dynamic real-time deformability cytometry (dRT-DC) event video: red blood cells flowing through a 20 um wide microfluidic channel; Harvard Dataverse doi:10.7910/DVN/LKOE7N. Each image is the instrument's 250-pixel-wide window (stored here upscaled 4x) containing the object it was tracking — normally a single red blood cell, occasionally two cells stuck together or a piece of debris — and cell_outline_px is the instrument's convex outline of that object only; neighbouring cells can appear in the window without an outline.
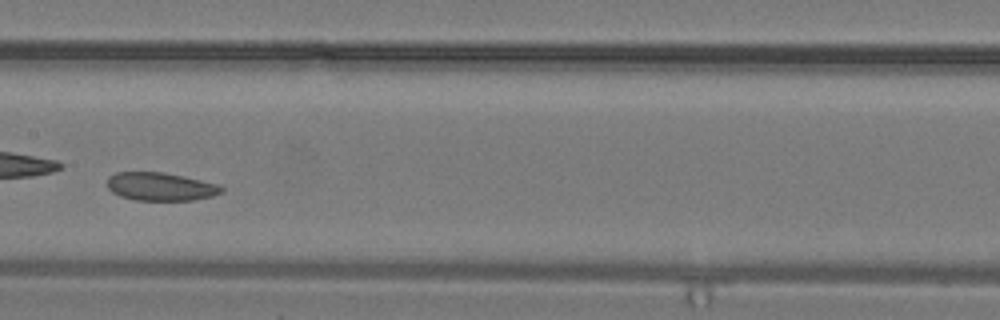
{"species": "common noctule bat (a hibernating species)", "species_latin": "Nyctalus noctula", "temperature_condition": "warm", "stored_images_in_passage": 24, "camera_frame_rate_fps": 3000, "um_per_image_px": 0.085, "animal": {"sex": "male", "body_mass_g": 19.2, "forearm_length_mm": 51.8}, "frame": {"image": 1, "passage_image": 17, "time_ms": 5.333, "image_size_px": [1000, 320], "cell_outline_px": [[224, 192], [212, 196], [192, 200], [136, 200], [120, 196], [112, 192], [108, 188], [108, 176], [116, 172], [164, 172], [184, 176], [220, 184], [224, 188]], "centroid_in_image_um": [13.68, 15.85], "position_along_channel_um": 193.7, "area_um2": 18.9}}
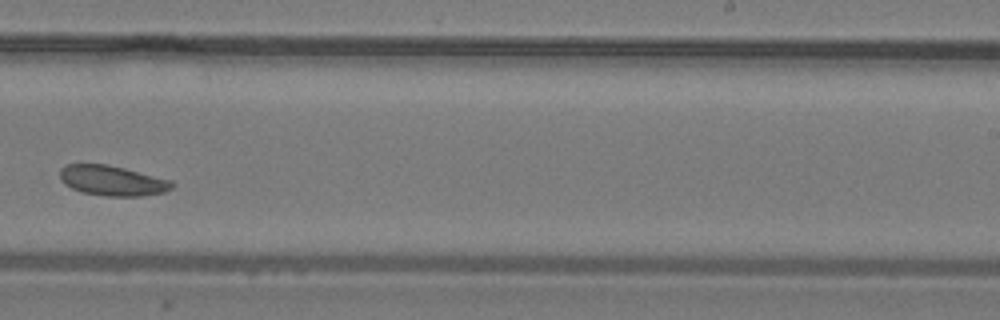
{"frame": {"image": 2, "passage_image": 21, "time_ms": 6.667, "image_size_px": [1000, 320], "cell_outline_px": [[176, 184], [172, 188], [164, 192], [140, 196], [104, 196], [84, 192], [72, 188], [64, 184], [60, 180], [60, 168], [68, 164], [108, 164], [172, 180]], "centroid_in_image_um": [9.56, 15.35], "position_along_channel_um": 279.4, "area_um2": 19.71}}